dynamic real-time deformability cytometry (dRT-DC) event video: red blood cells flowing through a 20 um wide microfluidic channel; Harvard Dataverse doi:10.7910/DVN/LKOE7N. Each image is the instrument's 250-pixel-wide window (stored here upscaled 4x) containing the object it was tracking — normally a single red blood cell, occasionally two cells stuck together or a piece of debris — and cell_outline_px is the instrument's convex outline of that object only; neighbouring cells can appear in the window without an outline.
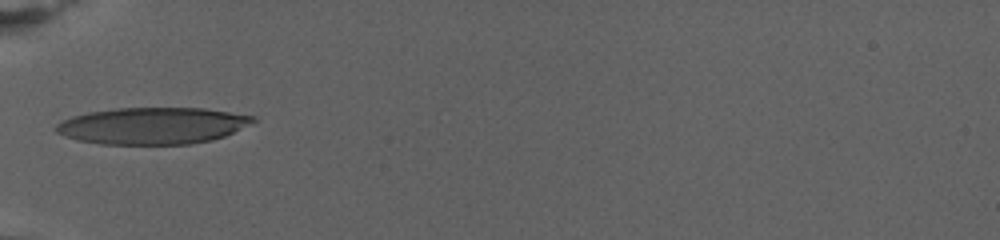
{"species": "human", "species_latin": "Homo sapiens", "temperature_condition": "warm", "stored_images_in_passage": 50, "camera_frame_rate_fps": 3000, "um_per_image_px": 0.085, "donor": {"sex": "female"}, "frame": {"image": 1, "passage_image": 1, "time_ms": 0.0, "image_size_px": [1000, 240], "cell_outline_px": [[256, 120], [224, 136], [212, 140], [188, 144], [100, 144], [76, 140], [64, 136], [56, 132], [56, 124], [72, 116], [88, 112], [116, 108], [204, 108], [256, 116]], "centroid_in_image_um": [12.93, 10.68], "position_along_channel_um": 72.1, "area_um2": 42.02}}
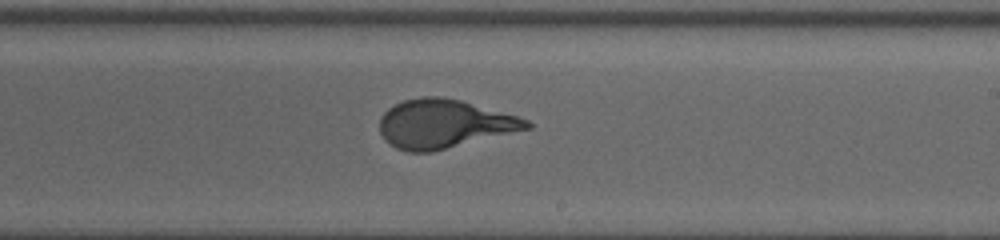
{"frame": {"image": 2, "passage_image": 21, "time_ms": 6.667, "image_size_px": [1000, 240], "cell_outline_px": [[532, 128], [432, 152], [408, 152], [396, 148], [384, 140], [380, 132], [380, 116], [388, 108], [404, 100], [420, 96], [440, 96], [460, 100], [516, 116], [528, 120], [532, 124]], "centroid_in_image_um": [37.71, 10.53], "position_along_channel_um": 251.3, "area_um2": 41.62}}
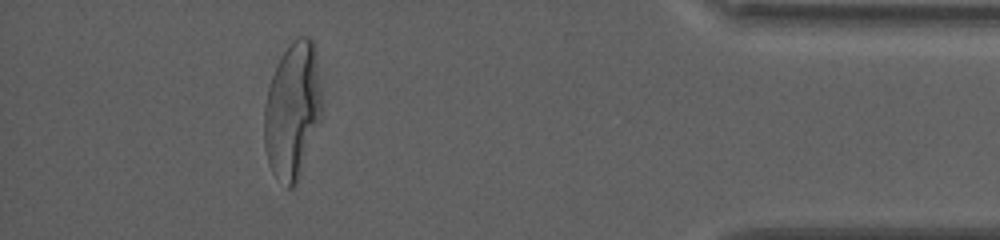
{"frame": {"image": 3, "passage_image": 43, "time_ms": 14.0, "image_size_px": [1000, 240], "cell_outline_px": [[324, 116], [296, 184], [292, 188], [288, 188], [272, 172], [268, 164], [264, 144], [264, 108], [268, 88], [272, 76], [284, 52], [296, 36], [308, 36], [312, 40], [316, 48]], "centroid_in_image_um": [24.9, 9.4], "position_along_channel_um": 410.3, "area_um2": 46.47}, "authors_computed_cell_mechanics": {"area_um2": 41.7027, "velocity_mm_per_s": 2.7268, "shape_relaxation_time_tau1_ms": 6.7387, "shape_relaxation_time_tau2_ms": null, "deformation_change_tau1": 0.2748, "deformation_change_tau2": null}}